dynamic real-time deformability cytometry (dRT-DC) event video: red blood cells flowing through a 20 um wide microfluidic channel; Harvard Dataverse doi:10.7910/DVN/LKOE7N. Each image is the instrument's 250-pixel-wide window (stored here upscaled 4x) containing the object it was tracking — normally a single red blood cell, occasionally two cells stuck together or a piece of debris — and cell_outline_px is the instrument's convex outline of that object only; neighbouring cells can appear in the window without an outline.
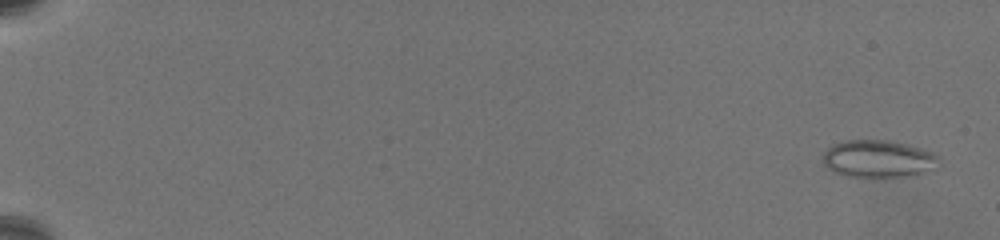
{"species": "common noctule bat (a hibernating species)", "species_latin": "Nyctalus noctula", "temperature_condition": "warm", "stored_images_in_passage": 67, "camera_frame_rate_fps": 3000, "um_per_image_px": 0.085, "animal": {"sex": "female", "body_mass_g": 19.5, "forearm_length_mm": 54.1}, "frame": {"image": 1, "passage_image": 3, "time_ms": 0.667, "image_size_px": [1000, 240], "cell_outline_px": [[936, 156], [920, 172], [904, 176], [844, 176], [832, 172], [824, 164], [824, 152], [832, 144], [848, 140], [888, 140], [920, 148], [932, 152]], "centroid_in_image_um": [74.45, 13.47], "position_along_channel_um": 10.6, "area_um2": 23.99}}
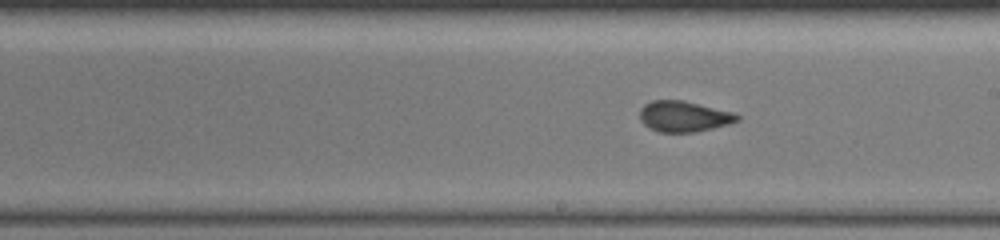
{"frame": {"image": 2, "passage_image": 42, "time_ms": 13.667, "image_size_px": [1000, 240], "cell_outline_px": [[740, 120], [728, 124], [696, 132], [660, 132], [644, 124], [640, 120], [640, 108], [644, 104], [652, 100], [684, 100], [732, 112], [740, 116]], "centroid_in_image_um": [58.12, 9.88], "position_along_channel_um": 230.9, "area_um2": 17.4}}
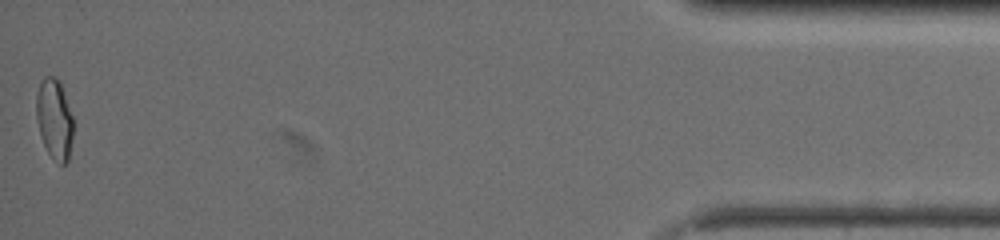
{"frame": {"image": 3, "passage_image": 67, "time_ms": 22.0, "image_size_px": [1000, 240], "cell_outline_px": [[72, 140], [68, 160], [64, 164], [60, 164], [48, 152], [40, 136], [36, 116], [36, 92], [44, 76], [56, 76], [60, 80], [72, 116]], "centroid_in_image_um": [4.61, 10.08], "position_along_channel_um": 430.6, "area_um2": 17.22}, "authors_computed_cell_mechanics": {"area_um2": 17.6868, "velocity_mm_per_s": 3.3161, "shape_relaxation_time_tau1_ms": null, "shape_relaxation_time_tau2_ms": 1.0408, "deformation_change_tau1": null, "deformation_change_tau2": 0.0568}}